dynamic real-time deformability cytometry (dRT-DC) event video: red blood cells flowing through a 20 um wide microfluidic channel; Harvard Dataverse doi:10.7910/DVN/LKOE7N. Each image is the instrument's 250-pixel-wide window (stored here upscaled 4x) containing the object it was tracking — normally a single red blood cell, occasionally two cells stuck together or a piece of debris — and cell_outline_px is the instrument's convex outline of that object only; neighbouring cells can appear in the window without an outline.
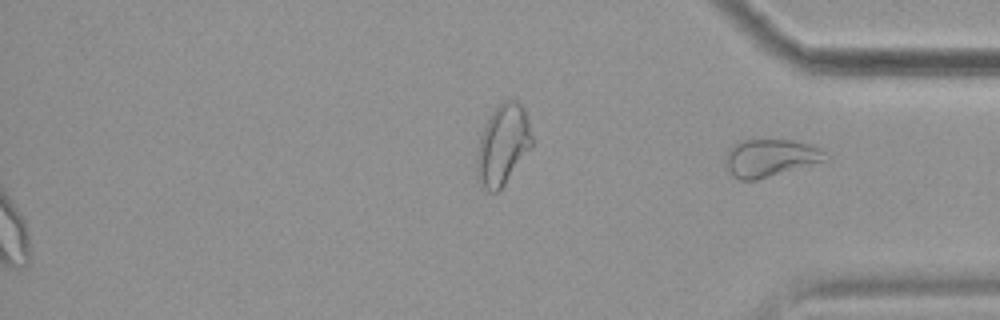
{"species": "common noctule bat (a hibernating species)", "species_latin": "Nyctalus noctula", "temperature_condition": "cold", "stored_images_in_passage": 58, "segment_of_instrument_passage": [2, 2], "camera_frame_rate_fps": 3000, "um_per_image_px": 0.085, "animal": {"sex": "female", "body_mass_g": 19.9}, "frame": {"image": 1, "passage_image": 58, "time_ms": 19.0, "image_size_px": [1000, 320], "cell_outline_px": [[828, 160], [756, 180], [740, 180], [732, 176], [728, 172], [724, 164], [728, 148], [732, 144], [740, 140], [792, 140], [812, 144], [824, 152]], "centroid_in_image_um": [65.42, 13.42], "position_along_channel_um": 369.8, "area_um2": 22.02}}